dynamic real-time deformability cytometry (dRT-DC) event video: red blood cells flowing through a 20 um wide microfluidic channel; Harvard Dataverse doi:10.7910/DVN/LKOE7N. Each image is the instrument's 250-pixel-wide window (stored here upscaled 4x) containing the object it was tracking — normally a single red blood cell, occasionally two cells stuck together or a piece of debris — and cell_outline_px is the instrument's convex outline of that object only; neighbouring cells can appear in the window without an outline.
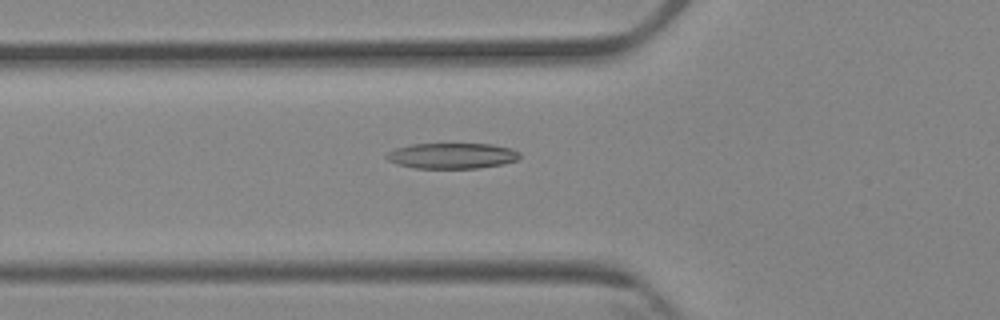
{"species": "Egyptian fruit bat (a non-hibernating species)", "species_latin": "Rousettus aegyptiacus", "temperature_condition": "cold", "stored_images_in_passage": 7, "camera_frame_rate_fps": 3000, "um_per_image_px": 0.085, "animal": {"sex": "female"}, "frame": {"image": 1, "passage_image": 7, "time_ms": 7.667, "image_size_px": [1000, 320], "cell_outline_px": [[520, 156], [516, 160], [504, 164], [480, 168], [416, 168], [396, 164], [388, 160], [384, 156], [388, 152], [396, 148], [412, 144], [492, 144], [512, 148], [520, 152]], "centroid_in_image_um": [38.43, 13.24], "position_along_channel_um": 87.4, "area_um2": 20.0}}